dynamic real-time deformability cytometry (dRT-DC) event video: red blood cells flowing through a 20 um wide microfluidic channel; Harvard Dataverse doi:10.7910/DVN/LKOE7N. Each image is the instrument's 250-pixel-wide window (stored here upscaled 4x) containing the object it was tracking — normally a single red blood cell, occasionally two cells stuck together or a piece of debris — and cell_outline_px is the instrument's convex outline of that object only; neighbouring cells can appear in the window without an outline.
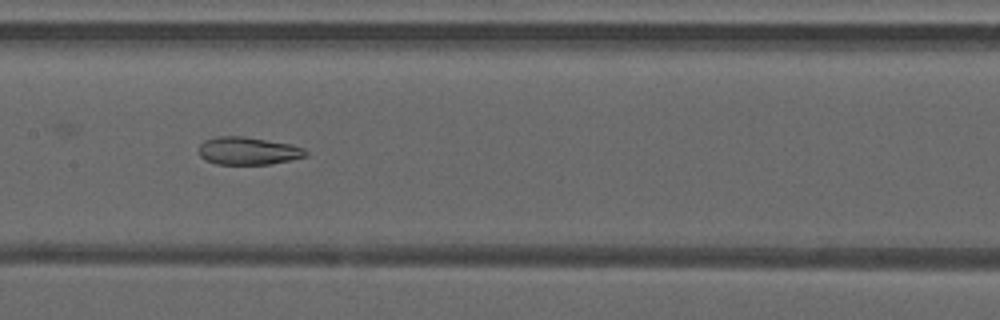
{"species": "common noctule bat (a hibernating species)", "species_latin": "Nyctalus noctula", "temperature_condition": "warm", "stored_images_in_passage": 40, "camera_frame_rate_fps": 3000, "um_per_image_px": 0.085, "animal": {"sex": "male", "forearm_length_mm": 52.5}, "frame": {"image": 1, "passage_image": 25, "time_ms": 8.0, "image_size_px": [1000, 320], "cell_outline_px": [[308, 156], [268, 164], [216, 164], [204, 160], [200, 156], [200, 144], [204, 140], [216, 136], [244, 136], [292, 144], [304, 148], [308, 152]], "centroid_in_image_um": [21.08, 12.81], "position_along_channel_um": 186.3, "area_um2": 17.34}}
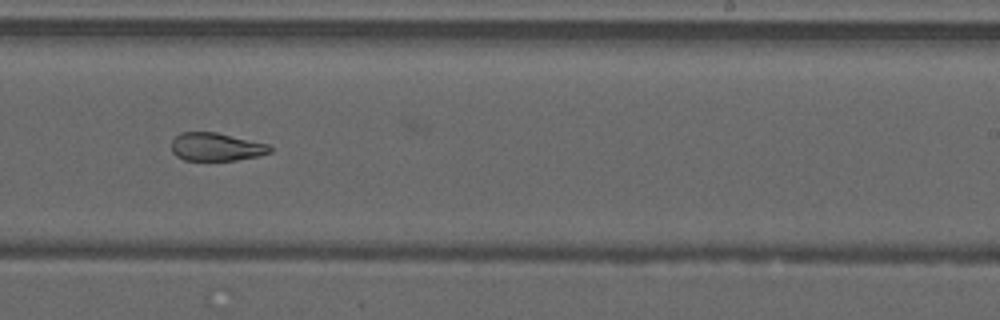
{"frame": {"image": 2, "passage_image": 31, "time_ms": 10.0, "image_size_px": [1000, 320], "cell_outline_px": [[272, 152], [260, 156], [236, 160], [184, 160], [176, 156], [172, 152], [172, 140], [180, 132], [216, 132], [268, 144], [272, 148]], "centroid_in_image_um": [18.38, 12.49], "position_along_channel_um": 270.6, "area_um2": 16.18}}
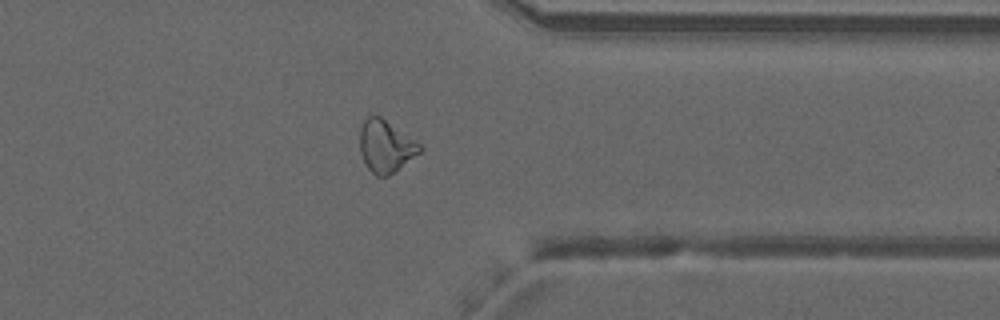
{"frame": {"image": 3, "passage_image": 39, "time_ms": 12.667, "image_size_px": [1000, 320], "cell_outline_px": [[424, 148], [420, 152], [388, 176], [376, 176], [368, 168], [360, 152], [360, 128], [368, 112], [376, 112], [420, 144]], "centroid_in_image_um": [32.75, 12.36], "position_along_channel_um": 378.6, "area_um2": 18.38}}